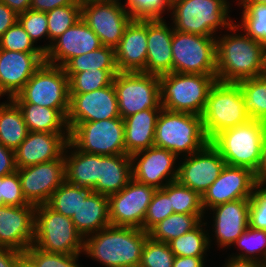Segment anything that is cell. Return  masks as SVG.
Instances as JSON below:
<instances>
[{"mask_svg": "<svg viewBox=\"0 0 266 267\" xmlns=\"http://www.w3.org/2000/svg\"><path fill=\"white\" fill-rule=\"evenodd\" d=\"M238 30L239 27L234 22L227 31L230 33L216 36L218 82L238 83L241 80L263 76L265 73L266 49L245 32L236 34Z\"/></svg>", "mask_w": 266, "mask_h": 267, "instance_id": "6da1fadb", "label": "cell"}, {"mask_svg": "<svg viewBox=\"0 0 266 267\" xmlns=\"http://www.w3.org/2000/svg\"><path fill=\"white\" fill-rule=\"evenodd\" d=\"M148 237L140 228L110 225L84 238L83 254L105 267H139Z\"/></svg>", "mask_w": 266, "mask_h": 267, "instance_id": "7a4b0ae2", "label": "cell"}, {"mask_svg": "<svg viewBox=\"0 0 266 267\" xmlns=\"http://www.w3.org/2000/svg\"><path fill=\"white\" fill-rule=\"evenodd\" d=\"M216 75L171 72L159 76L163 109L201 116Z\"/></svg>", "mask_w": 266, "mask_h": 267, "instance_id": "3957f363", "label": "cell"}, {"mask_svg": "<svg viewBox=\"0 0 266 267\" xmlns=\"http://www.w3.org/2000/svg\"><path fill=\"white\" fill-rule=\"evenodd\" d=\"M228 0H172L171 20L174 30L207 37L229 29L234 21L230 18Z\"/></svg>", "mask_w": 266, "mask_h": 267, "instance_id": "277c9868", "label": "cell"}, {"mask_svg": "<svg viewBox=\"0 0 266 267\" xmlns=\"http://www.w3.org/2000/svg\"><path fill=\"white\" fill-rule=\"evenodd\" d=\"M208 142L201 116L161 110L156 123L154 146L182 158L199 151Z\"/></svg>", "mask_w": 266, "mask_h": 267, "instance_id": "5b68a950", "label": "cell"}, {"mask_svg": "<svg viewBox=\"0 0 266 267\" xmlns=\"http://www.w3.org/2000/svg\"><path fill=\"white\" fill-rule=\"evenodd\" d=\"M265 133L266 122L250 119L244 124L221 131L210 142L227 165L245 167L256 173Z\"/></svg>", "mask_w": 266, "mask_h": 267, "instance_id": "8992f818", "label": "cell"}, {"mask_svg": "<svg viewBox=\"0 0 266 267\" xmlns=\"http://www.w3.org/2000/svg\"><path fill=\"white\" fill-rule=\"evenodd\" d=\"M201 117L209 141L223 130L248 122L251 118L239 84L216 81L209 91Z\"/></svg>", "mask_w": 266, "mask_h": 267, "instance_id": "52a82bcc", "label": "cell"}, {"mask_svg": "<svg viewBox=\"0 0 266 267\" xmlns=\"http://www.w3.org/2000/svg\"><path fill=\"white\" fill-rule=\"evenodd\" d=\"M33 244L46 252L81 254L84 238L71 218L51 209L47 204L35 207V236Z\"/></svg>", "mask_w": 266, "mask_h": 267, "instance_id": "ba28073f", "label": "cell"}, {"mask_svg": "<svg viewBox=\"0 0 266 267\" xmlns=\"http://www.w3.org/2000/svg\"><path fill=\"white\" fill-rule=\"evenodd\" d=\"M12 100L54 108L67 117L70 95L64 68L44 62Z\"/></svg>", "mask_w": 266, "mask_h": 267, "instance_id": "9c48e42d", "label": "cell"}, {"mask_svg": "<svg viewBox=\"0 0 266 267\" xmlns=\"http://www.w3.org/2000/svg\"><path fill=\"white\" fill-rule=\"evenodd\" d=\"M112 83L122 119L147 109H163L160 103L158 75L144 72H118Z\"/></svg>", "mask_w": 266, "mask_h": 267, "instance_id": "30bf717a", "label": "cell"}, {"mask_svg": "<svg viewBox=\"0 0 266 267\" xmlns=\"http://www.w3.org/2000/svg\"><path fill=\"white\" fill-rule=\"evenodd\" d=\"M69 141L84 153L128 155L125 152L122 118L77 123L70 129Z\"/></svg>", "mask_w": 266, "mask_h": 267, "instance_id": "8fae6325", "label": "cell"}, {"mask_svg": "<svg viewBox=\"0 0 266 267\" xmlns=\"http://www.w3.org/2000/svg\"><path fill=\"white\" fill-rule=\"evenodd\" d=\"M173 72L216 75V37L173 31Z\"/></svg>", "mask_w": 266, "mask_h": 267, "instance_id": "7c38bea8", "label": "cell"}, {"mask_svg": "<svg viewBox=\"0 0 266 267\" xmlns=\"http://www.w3.org/2000/svg\"><path fill=\"white\" fill-rule=\"evenodd\" d=\"M81 19L99 37L103 46L115 49L133 18L121 2L99 1L81 4Z\"/></svg>", "mask_w": 266, "mask_h": 267, "instance_id": "4fadbf2b", "label": "cell"}, {"mask_svg": "<svg viewBox=\"0 0 266 267\" xmlns=\"http://www.w3.org/2000/svg\"><path fill=\"white\" fill-rule=\"evenodd\" d=\"M155 192L156 188L131 179L121 191L108 197L110 224L143 229L146 211Z\"/></svg>", "mask_w": 266, "mask_h": 267, "instance_id": "5bb4252c", "label": "cell"}, {"mask_svg": "<svg viewBox=\"0 0 266 267\" xmlns=\"http://www.w3.org/2000/svg\"><path fill=\"white\" fill-rule=\"evenodd\" d=\"M183 158L178 162L177 181L200 196L219 177L226 165L220 152L210 141L199 151Z\"/></svg>", "mask_w": 266, "mask_h": 267, "instance_id": "9a60e30c", "label": "cell"}, {"mask_svg": "<svg viewBox=\"0 0 266 267\" xmlns=\"http://www.w3.org/2000/svg\"><path fill=\"white\" fill-rule=\"evenodd\" d=\"M132 179L162 189L165 185L177 180L180 159L173 152L152 146L130 155ZM176 164V165H175Z\"/></svg>", "mask_w": 266, "mask_h": 267, "instance_id": "2e32d148", "label": "cell"}, {"mask_svg": "<svg viewBox=\"0 0 266 267\" xmlns=\"http://www.w3.org/2000/svg\"><path fill=\"white\" fill-rule=\"evenodd\" d=\"M24 198L35 206L46 204L65 181L63 155L56 160L17 169Z\"/></svg>", "mask_w": 266, "mask_h": 267, "instance_id": "e0dca14e", "label": "cell"}, {"mask_svg": "<svg viewBox=\"0 0 266 267\" xmlns=\"http://www.w3.org/2000/svg\"><path fill=\"white\" fill-rule=\"evenodd\" d=\"M257 182L252 170L226 164L219 177L202 195L203 210L208 212L210 208L226 202L251 198Z\"/></svg>", "mask_w": 266, "mask_h": 267, "instance_id": "ac0fdd59", "label": "cell"}, {"mask_svg": "<svg viewBox=\"0 0 266 267\" xmlns=\"http://www.w3.org/2000/svg\"><path fill=\"white\" fill-rule=\"evenodd\" d=\"M69 95V110L66 117L69 130L80 122L121 118L113 83L92 92Z\"/></svg>", "mask_w": 266, "mask_h": 267, "instance_id": "d6986e66", "label": "cell"}, {"mask_svg": "<svg viewBox=\"0 0 266 267\" xmlns=\"http://www.w3.org/2000/svg\"><path fill=\"white\" fill-rule=\"evenodd\" d=\"M44 62V52L0 49V98L16 96Z\"/></svg>", "mask_w": 266, "mask_h": 267, "instance_id": "ffe728a7", "label": "cell"}, {"mask_svg": "<svg viewBox=\"0 0 266 267\" xmlns=\"http://www.w3.org/2000/svg\"><path fill=\"white\" fill-rule=\"evenodd\" d=\"M35 205L0 206V248L24 253L34 241Z\"/></svg>", "mask_w": 266, "mask_h": 267, "instance_id": "44dd1931", "label": "cell"}, {"mask_svg": "<svg viewBox=\"0 0 266 267\" xmlns=\"http://www.w3.org/2000/svg\"><path fill=\"white\" fill-rule=\"evenodd\" d=\"M103 46L99 37L80 18L61 36L55 39L45 52V62L64 67L72 58Z\"/></svg>", "mask_w": 266, "mask_h": 267, "instance_id": "7402d4cb", "label": "cell"}, {"mask_svg": "<svg viewBox=\"0 0 266 267\" xmlns=\"http://www.w3.org/2000/svg\"><path fill=\"white\" fill-rule=\"evenodd\" d=\"M70 133L30 132L14 151L17 169L59 159Z\"/></svg>", "mask_w": 266, "mask_h": 267, "instance_id": "603a6c76", "label": "cell"}, {"mask_svg": "<svg viewBox=\"0 0 266 267\" xmlns=\"http://www.w3.org/2000/svg\"><path fill=\"white\" fill-rule=\"evenodd\" d=\"M250 198L226 202L212 210L214 239L219 248L228 249L249 226Z\"/></svg>", "mask_w": 266, "mask_h": 267, "instance_id": "cb8c5ba5", "label": "cell"}, {"mask_svg": "<svg viewBox=\"0 0 266 267\" xmlns=\"http://www.w3.org/2000/svg\"><path fill=\"white\" fill-rule=\"evenodd\" d=\"M119 72H143L147 59V20L132 19L115 48Z\"/></svg>", "mask_w": 266, "mask_h": 267, "instance_id": "d4e9b609", "label": "cell"}, {"mask_svg": "<svg viewBox=\"0 0 266 267\" xmlns=\"http://www.w3.org/2000/svg\"><path fill=\"white\" fill-rule=\"evenodd\" d=\"M165 21L147 20V59L144 73L160 76L173 72L171 44L174 28Z\"/></svg>", "mask_w": 266, "mask_h": 267, "instance_id": "484cf974", "label": "cell"}, {"mask_svg": "<svg viewBox=\"0 0 266 267\" xmlns=\"http://www.w3.org/2000/svg\"><path fill=\"white\" fill-rule=\"evenodd\" d=\"M131 179L130 155H98V177L93 192L109 197L121 191Z\"/></svg>", "mask_w": 266, "mask_h": 267, "instance_id": "4316f807", "label": "cell"}, {"mask_svg": "<svg viewBox=\"0 0 266 267\" xmlns=\"http://www.w3.org/2000/svg\"><path fill=\"white\" fill-rule=\"evenodd\" d=\"M162 109H147L123 119L125 152L132 155L154 146L155 129Z\"/></svg>", "mask_w": 266, "mask_h": 267, "instance_id": "83f0119b", "label": "cell"}, {"mask_svg": "<svg viewBox=\"0 0 266 267\" xmlns=\"http://www.w3.org/2000/svg\"><path fill=\"white\" fill-rule=\"evenodd\" d=\"M71 219L83 238L110 226L108 197L92 191L81 200Z\"/></svg>", "mask_w": 266, "mask_h": 267, "instance_id": "f1b7e54d", "label": "cell"}, {"mask_svg": "<svg viewBox=\"0 0 266 267\" xmlns=\"http://www.w3.org/2000/svg\"><path fill=\"white\" fill-rule=\"evenodd\" d=\"M63 158L65 161V181L93 190L97 184L98 155L84 153L68 141Z\"/></svg>", "mask_w": 266, "mask_h": 267, "instance_id": "f546056e", "label": "cell"}, {"mask_svg": "<svg viewBox=\"0 0 266 267\" xmlns=\"http://www.w3.org/2000/svg\"><path fill=\"white\" fill-rule=\"evenodd\" d=\"M30 132L70 133L66 117L57 109L30 103H16Z\"/></svg>", "mask_w": 266, "mask_h": 267, "instance_id": "4dcf8cb0", "label": "cell"}, {"mask_svg": "<svg viewBox=\"0 0 266 267\" xmlns=\"http://www.w3.org/2000/svg\"><path fill=\"white\" fill-rule=\"evenodd\" d=\"M8 100L7 103H0V143L15 151L29 130L21 109L12 99Z\"/></svg>", "mask_w": 266, "mask_h": 267, "instance_id": "1f68e13d", "label": "cell"}, {"mask_svg": "<svg viewBox=\"0 0 266 267\" xmlns=\"http://www.w3.org/2000/svg\"><path fill=\"white\" fill-rule=\"evenodd\" d=\"M204 214L173 213L155 225L148 235L152 240L169 243L196 228L204 221Z\"/></svg>", "mask_w": 266, "mask_h": 267, "instance_id": "d6a6232c", "label": "cell"}, {"mask_svg": "<svg viewBox=\"0 0 266 267\" xmlns=\"http://www.w3.org/2000/svg\"><path fill=\"white\" fill-rule=\"evenodd\" d=\"M204 226H207V222L202 221L193 230L171 240L168 244L174 256L205 257L212 240Z\"/></svg>", "mask_w": 266, "mask_h": 267, "instance_id": "836d02e7", "label": "cell"}, {"mask_svg": "<svg viewBox=\"0 0 266 267\" xmlns=\"http://www.w3.org/2000/svg\"><path fill=\"white\" fill-rule=\"evenodd\" d=\"M63 68L66 74H76L86 70L118 69L115 49L101 46L97 50L72 58Z\"/></svg>", "mask_w": 266, "mask_h": 267, "instance_id": "e575fe53", "label": "cell"}, {"mask_svg": "<svg viewBox=\"0 0 266 267\" xmlns=\"http://www.w3.org/2000/svg\"><path fill=\"white\" fill-rule=\"evenodd\" d=\"M249 117L266 122V76L238 82Z\"/></svg>", "mask_w": 266, "mask_h": 267, "instance_id": "d590c367", "label": "cell"}, {"mask_svg": "<svg viewBox=\"0 0 266 267\" xmlns=\"http://www.w3.org/2000/svg\"><path fill=\"white\" fill-rule=\"evenodd\" d=\"M92 190L76 186L64 181L50 196L46 203L51 209L72 218L77 212L81 200H84Z\"/></svg>", "mask_w": 266, "mask_h": 267, "instance_id": "8d00e7d4", "label": "cell"}, {"mask_svg": "<svg viewBox=\"0 0 266 267\" xmlns=\"http://www.w3.org/2000/svg\"><path fill=\"white\" fill-rule=\"evenodd\" d=\"M243 12L239 31L243 30L248 36L259 41L266 49V4L257 2H238Z\"/></svg>", "mask_w": 266, "mask_h": 267, "instance_id": "74e56055", "label": "cell"}, {"mask_svg": "<svg viewBox=\"0 0 266 267\" xmlns=\"http://www.w3.org/2000/svg\"><path fill=\"white\" fill-rule=\"evenodd\" d=\"M162 190L170 198L174 213L206 214L202 207V196L177 180L165 185Z\"/></svg>", "mask_w": 266, "mask_h": 267, "instance_id": "f35d334b", "label": "cell"}, {"mask_svg": "<svg viewBox=\"0 0 266 267\" xmlns=\"http://www.w3.org/2000/svg\"><path fill=\"white\" fill-rule=\"evenodd\" d=\"M118 72V69H97L66 74L69 79V94H83L109 86Z\"/></svg>", "mask_w": 266, "mask_h": 267, "instance_id": "ab89813d", "label": "cell"}, {"mask_svg": "<svg viewBox=\"0 0 266 267\" xmlns=\"http://www.w3.org/2000/svg\"><path fill=\"white\" fill-rule=\"evenodd\" d=\"M48 22L49 44L43 46L45 53L51 43L61 36L69 27L73 26L81 18V5H67L56 7L46 12Z\"/></svg>", "mask_w": 266, "mask_h": 267, "instance_id": "60d3db41", "label": "cell"}, {"mask_svg": "<svg viewBox=\"0 0 266 267\" xmlns=\"http://www.w3.org/2000/svg\"><path fill=\"white\" fill-rule=\"evenodd\" d=\"M234 245L242 252L230 256L266 264V230L254 229L248 226L235 241Z\"/></svg>", "mask_w": 266, "mask_h": 267, "instance_id": "b9f144b4", "label": "cell"}, {"mask_svg": "<svg viewBox=\"0 0 266 267\" xmlns=\"http://www.w3.org/2000/svg\"><path fill=\"white\" fill-rule=\"evenodd\" d=\"M124 7L133 19H164L165 10L171 12L172 0H125Z\"/></svg>", "mask_w": 266, "mask_h": 267, "instance_id": "7bdbcfd3", "label": "cell"}, {"mask_svg": "<svg viewBox=\"0 0 266 267\" xmlns=\"http://www.w3.org/2000/svg\"><path fill=\"white\" fill-rule=\"evenodd\" d=\"M175 256L169 244L146 239L139 267H173Z\"/></svg>", "mask_w": 266, "mask_h": 267, "instance_id": "ee69618b", "label": "cell"}, {"mask_svg": "<svg viewBox=\"0 0 266 267\" xmlns=\"http://www.w3.org/2000/svg\"><path fill=\"white\" fill-rule=\"evenodd\" d=\"M34 45L29 34L18 20L0 37V49L18 52H43L42 46Z\"/></svg>", "mask_w": 266, "mask_h": 267, "instance_id": "f6af8a7d", "label": "cell"}, {"mask_svg": "<svg viewBox=\"0 0 266 267\" xmlns=\"http://www.w3.org/2000/svg\"><path fill=\"white\" fill-rule=\"evenodd\" d=\"M25 253L35 262L37 267H82L77 263L80 254L46 252L34 244Z\"/></svg>", "mask_w": 266, "mask_h": 267, "instance_id": "bcb514c9", "label": "cell"}, {"mask_svg": "<svg viewBox=\"0 0 266 267\" xmlns=\"http://www.w3.org/2000/svg\"><path fill=\"white\" fill-rule=\"evenodd\" d=\"M173 213L168 195L162 189H156L146 211L143 230L148 233L155 225Z\"/></svg>", "mask_w": 266, "mask_h": 267, "instance_id": "7dc6e473", "label": "cell"}, {"mask_svg": "<svg viewBox=\"0 0 266 267\" xmlns=\"http://www.w3.org/2000/svg\"><path fill=\"white\" fill-rule=\"evenodd\" d=\"M29 205L23 196L18 171L0 177V206Z\"/></svg>", "mask_w": 266, "mask_h": 267, "instance_id": "c3c4849f", "label": "cell"}, {"mask_svg": "<svg viewBox=\"0 0 266 267\" xmlns=\"http://www.w3.org/2000/svg\"><path fill=\"white\" fill-rule=\"evenodd\" d=\"M249 226L266 230V182H257L250 198Z\"/></svg>", "mask_w": 266, "mask_h": 267, "instance_id": "681fc988", "label": "cell"}, {"mask_svg": "<svg viewBox=\"0 0 266 267\" xmlns=\"http://www.w3.org/2000/svg\"><path fill=\"white\" fill-rule=\"evenodd\" d=\"M18 21L34 43L43 37L49 40L46 12L28 9L18 14Z\"/></svg>", "mask_w": 266, "mask_h": 267, "instance_id": "f907efd6", "label": "cell"}, {"mask_svg": "<svg viewBox=\"0 0 266 267\" xmlns=\"http://www.w3.org/2000/svg\"><path fill=\"white\" fill-rule=\"evenodd\" d=\"M17 171L14 150L0 143V177Z\"/></svg>", "mask_w": 266, "mask_h": 267, "instance_id": "816d5d0a", "label": "cell"}, {"mask_svg": "<svg viewBox=\"0 0 266 267\" xmlns=\"http://www.w3.org/2000/svg\"><path fill=\"white\" fill-rule=\"evenodd\" d=\"M67 5H81V3L78 0H31L30 9L48 12L56 7Z\"/></svg>", "mask_w": 266, "mask_h": 267, "instance_id": "f5cc1de1", "label": "cell"}, {"mask_svg": "<svg viewBox=\"0 0 266 267\" xmlns=\"http://www.w3.org/2000/svg\"><path fill=\"white\" fill-rule=\"evenodd\" d=\"M18 20V15L0 2V37Z\"/></svg>", "mask_w": 266, "mask_h": 267, "instance_id": "db71d44e", "label": "cell"}, {"mask_svg": "<svg viewBox=\"0 0 266 267\" xmlns=\"http://www.w3.org/2000/svg\"><path fill=\"white\" fill-rule=\"evenodd\" d=\"M21 252L9 248H0V267H17Z\"/></svg>", "mask_w": 266, "mask_h": 267, "instance_id": "11a10c76", "label": "cell"}, {"mask_svg": "<svg viewBox=\"0 0 266 267\" xmlns=\"http://www.w3.org/2000/svg\"><path fill=\"white\" fill-rule=\"evenodd\" d=\"M205 257L175 256L173 267H204Z\"/></svg>", "mask_w": 266, "mask_h": 267, "instance_id": "9f6ffc18", "label": "cell"}, {"mask_svg": "<svg viewBox=\"0 0 266 267\" xmlns=\"http://www.w3.org/2000/svg\"><path fill=\"white\" fill-rule=\"evenodd\" d=\"M222 267H266V264L255 260L240 259L229 256V259L226 260L224 266Z\"/></svg>", "mask_w": 266, "mask_h": 267, "instance_id": "6f0895ef", "label": "cell"}, {"mask_svg": "<svg viewBox=\"0 0 266 267\" xmlns=\"http://www.w3.org/2000/svg\"><path fill=\"white\" fill-rule=\"evenodd\" d=\"M7 5L17 15L30 9L31 0H0Z\"/></svg>", "mask_w": 266, "mask_h": 267, "instance_id": "680465c9", "label": "cell"}, {"mask_svg": "<svg viewBox=\"0 0 266 267\" xmlns=\"http://www.w3.org/2000/svg\"><path fill=\"white\" fill-rule=\"evenodd\" d=\"M255 176L257 181L266 182V133L262 145L260 164Z\"/></svg>", "mask_w": 266, "mask_h": 267, "instance_id": "91938a15", "label": "cell"}, {"mask_svg": "<svg viewBox=\"0 0 266 267\" xmlns=\"http://www.w3.org/2000/svg\"><path fill=\"white\" fill-rule=\"evenodd\" d=\"M17 267H37L35 262L24 252L18 256Z\"/></svg>", "mask_w": 266, "mask_h": 267, "instance_id": "94428289", "label": "cell"}, {"mask_svg": "<svg viewBox=\"0 0 266 267\" xmlns=\"http://www.w3.org/2000/svg\"><path fill=\"white\" fill-rule=\"evenodd\" d=\"M237 2H257L261 4H266V0H236Z\"/></svg>", "mask_w": 266, "mask_h": 267, "instance_id": "6125c7cd", "label": "cell"}, {"mask_svg": "<svg viewBox=\"0 0 266 267\" xmlns=\"http://www.w3.org/2000/svg\"><path fill=\"white\" fill-rule=\"evenodd\" d=\"M81 4L85 3V2H103V1H121V0H78Z\"/></svg>", "mask_w": 266, "mask_h": 267, "instance_id": "be15d7a7", "label": "cell"}, {"mask_svg": "<svg viewBox=\"0 0 266 267\" xmlns=\"http://www.w3.org/2000/svg\"><path fill=\"white\" fill-rule=\"evenodd\" d=\"M264 75L266 76V58H265V73Z\"/></svg>", "mask_w": 266, "mask_h": 267, "instance_id": "e7e4bbea", "label": "cell"}]
</instances>
